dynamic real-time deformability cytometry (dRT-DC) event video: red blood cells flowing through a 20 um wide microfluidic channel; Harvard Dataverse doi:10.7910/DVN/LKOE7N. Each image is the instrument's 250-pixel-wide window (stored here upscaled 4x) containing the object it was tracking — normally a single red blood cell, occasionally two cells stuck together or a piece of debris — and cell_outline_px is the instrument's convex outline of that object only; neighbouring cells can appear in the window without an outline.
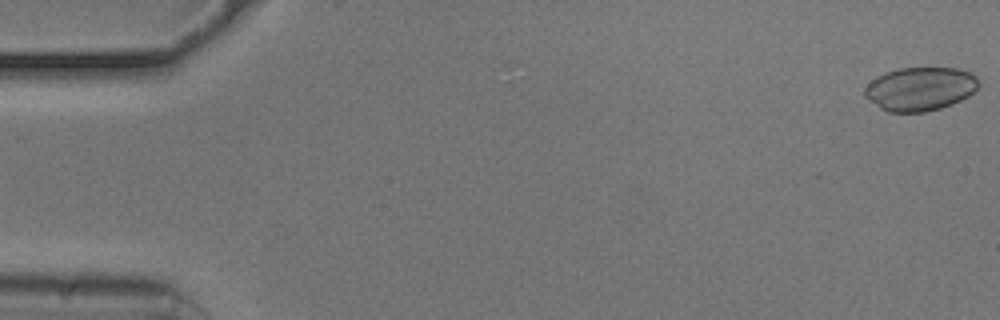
{"species": "common noctule bat (a hibernating species)", "species_latin": "Nyctalus noctula", "temperature_condition": "cold", "stored_images_in_passage": 54, "camera_frame_rate_fps": 3000, "um_per_image_px": 0.085, "animal": {"sex": "male", "body_mass_g": 20.5, "forearm_length_mm": 52.5}, "frame": {"image": 1, "passage_image": 1, "time_ms": 0.0, "image_size_px": [1000, 320], "cell_outline_px": [[980, 84], [968, 96], [952, 104], [940, 108], [924, 112], [888, 112], [880, 108], [864, 96], [864, 88], [876, 76], [884, 72], [900, 68], [956, 68], [972, 72], [976, 76]], "centroid_in_image_um": [78.2, 7.55], "position_along_channel_um": 6.8, "area_um2": 29.02}}
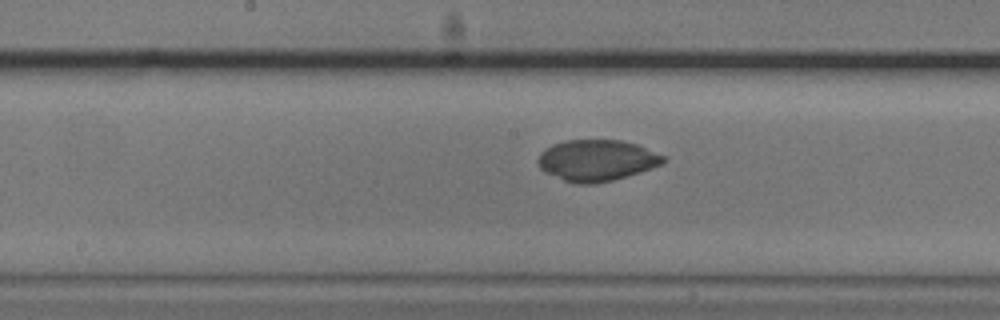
{"frame": {"image": 2, "passage_image": 28, "time_ms": 9.0, "image_size_px": [1000, 320], "cell_outline_px": [[668, 160], [664, 164], [652, 168], [612, 180], [596, 184], [576, 184], [564, 180], [544, 172], [540, 168], [536, 160], [540, 152], [544, 148], [552, 144], [568, 140], [620, 140], [636, 144], [664, 156]], "centroid_in_image_um": [50.69, 13.63], "position_along_channel_um": 197.5, "area_um2": 30.23}}
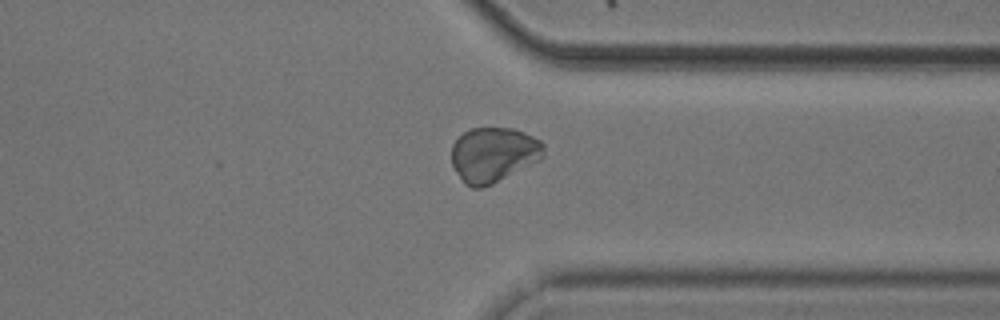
{"frame": {"image": 3, "passage_image": 42, "time_ms": 13.667, "image_size_px": [1000, 320], "cell_outline_px": [[544, 156], [540, 160], [492, 184], [480, 188], [472, 188], [464, 184], [456, 172], [452, 164], [452, 144], [464, 132], [472, 128], [512, 128], [524, 132], [540, 140], [544, 144]], "centroid_in_image_um": [41.95, 13.15], "position_along_channel_um": 369.5, "area_um2": 29.54}}